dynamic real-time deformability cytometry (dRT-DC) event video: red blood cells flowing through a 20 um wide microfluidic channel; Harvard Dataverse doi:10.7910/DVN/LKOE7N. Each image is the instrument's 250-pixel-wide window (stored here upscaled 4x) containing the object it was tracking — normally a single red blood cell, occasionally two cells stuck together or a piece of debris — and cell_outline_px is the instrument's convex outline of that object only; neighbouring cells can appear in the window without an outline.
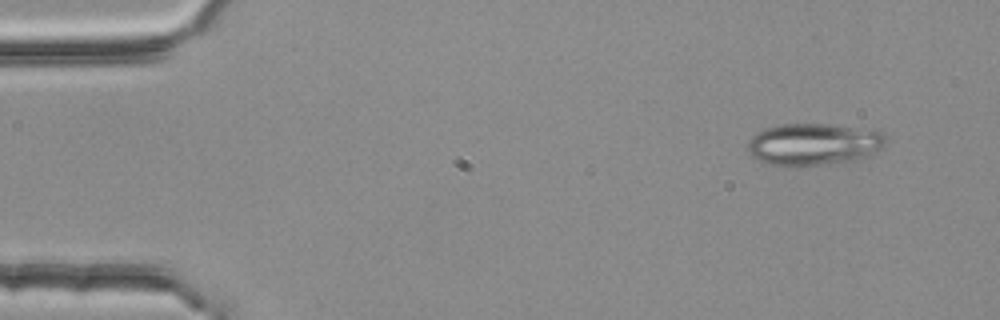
{"species": "common noctule bat (a hibernating species)", "species_latin": "Nyctalus noctula", "temperature_condition": "room temperature", "stored_images_in_passage": 4, "camera_frame_rate_fps": 3000, "um_per_image_px": 0.085, "animal": {"sex": "female", "body_mass_g": 25.1}, "frame": {"image": 1, "passage_image": 1, "time_ms": 0.0, "image_size_px": [1000, 320], "cell_outline_px": [[888, 140], [876, 152], [868, 156], [856, 160], [792, 168], [788, 168], [772, 164], [760, 160], [752, 156], [748, 152], [748, 140], [756, 132], [764, 128], [784, 124], [828, 124], [876, 128], [888, 136]], "centroid_in_image_um": [69.21, 12.25], "position_along_channel_um": 15.8, "area_um2": 34.62}}